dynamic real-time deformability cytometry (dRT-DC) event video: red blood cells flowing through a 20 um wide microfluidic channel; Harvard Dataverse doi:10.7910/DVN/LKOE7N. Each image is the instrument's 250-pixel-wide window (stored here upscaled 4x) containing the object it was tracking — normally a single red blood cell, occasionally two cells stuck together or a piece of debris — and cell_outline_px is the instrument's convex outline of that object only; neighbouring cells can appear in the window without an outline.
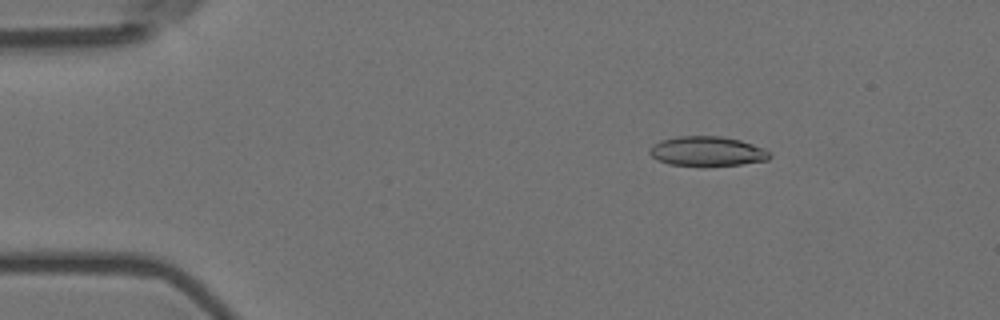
{"species": "Egyptian fruit bat (a non-hibernating species)", "species_latin": "Rousettus aegyptiacus", "temperature_condition": "room temperature", "stored_images_in_passage": 56, "camera_frame_rate_fps": 3000, "um_per_image_px": 0.085, "animal": {"sex": "female"}, "frame": {"image": 1, "passage_image": 9, "time_ms": 2.667, "image_size_px": [1000, 320], "cell_outline_px": [[772, 156], [768, 160], [740, 164], [704, 168], [668, 164], [656, 160], [648, 152], [652, 144], [660, 140], [676, 136], [720, 136], [740, 140], [764, 148], [772, 152]], "centroid_in_image_um": [60.09, 12.89], "position_along_channel_um": 24.9, "area_um2": 21.5}}
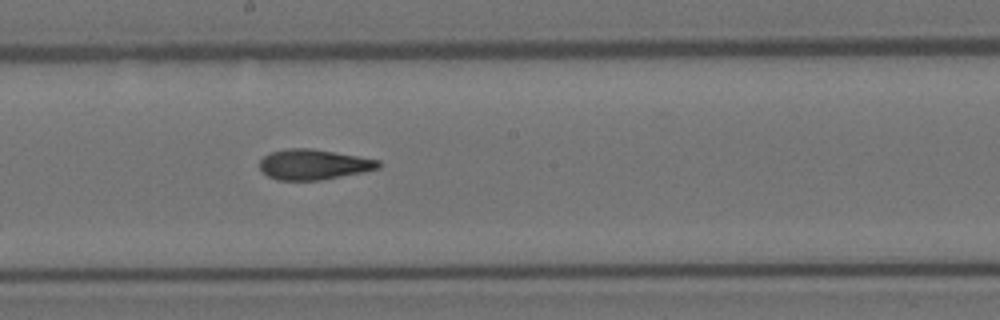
{"frame": {"image": 2, "passage_image": 31, "time_ms": 10.0, "image_size_px": [1000, 320], "cell_outline_px": [[380, 168], [320, 180], [276, 180], [268, 176], [260, 168], [260, 160], [264, 156], [272, 152], [288, 148], [312, 148], [380, 160]], "centroid_in_image_um": [26.64, 13.97], "position_along_channel_um": 221.6, "area_um2": 20.75}}
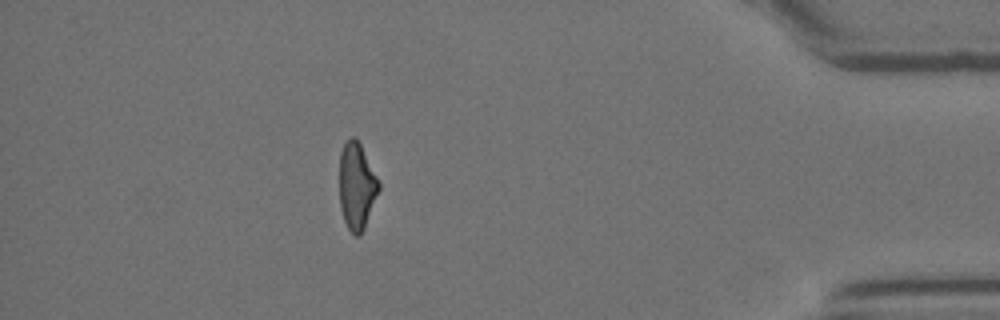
{"frame": {"image": 3, "passage_image": 50, "time_ms": 16.333, "image_size_px": [1000, 320], "cell_outline_px": [[380, 188], [364, 228], [360, 236], [356, 236], [348, 228], [344, 220], [340, 208], [340, 152], [348, 136], [356, 136], [380, 184]], "centroid_in_image_um": [30.3, 15.8], "position_along_channel_um": 404.9, "area_um2": 19.71}, "authors_computed_cell_mechanics": {"area_um2": 21.0681, "velocity_mm_per_s": 3.633, "shape_relaxation_time_tau1_ms": 9.6669, "shape_relaxation_time_tau2_ms": 2.9573, "deformation_change_tau1": 0.252, "deformation_change_tau2": 0.1233}}